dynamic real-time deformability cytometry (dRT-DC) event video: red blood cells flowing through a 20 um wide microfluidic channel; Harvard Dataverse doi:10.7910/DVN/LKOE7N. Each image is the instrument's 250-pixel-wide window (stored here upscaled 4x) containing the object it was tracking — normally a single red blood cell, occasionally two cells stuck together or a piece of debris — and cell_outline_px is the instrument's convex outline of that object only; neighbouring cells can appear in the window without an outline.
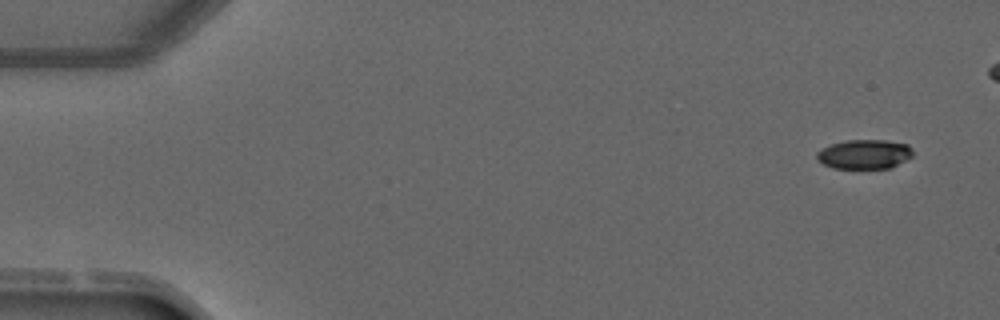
{"species": "common noctule bat (a hibernating species)", "species_latin": "Nyctalus noctula", "temperature_condition": "warm", "stored_images_in_passage": 4, "camera_frame_rate_fps": 3000, "um_per_image_px": 0.085, "animal": {"sex": "male", "forearm_length_mm": 52.5}, "frame": {"image": 1, "passage_image": 1, "time_ms": 0.0, "image_size_px": [1000, 320], "cell_outline_px": [[912, 156], [892, 168], [832, 168], [816, 160], [816, 152], [832, 144], [848, 140], [884, 140], [908, 144], [912, 148]], "centroid_in_image_um": [73.48, 13.11], "position_along_channel_um": 11.5, "area_um2": 16.42}}
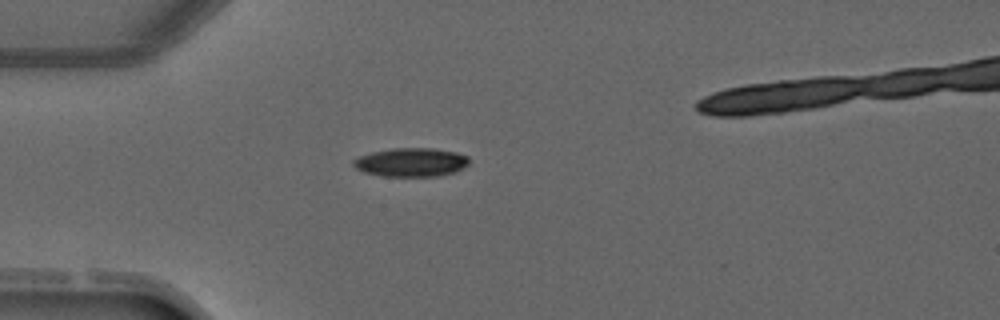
{"frame": {"image": 2, "passage_image": 3, "time_ms": 3.333, "image_size_px": [1000, 320], "cell_outline_px": [[468, 164], [464, 168], [456, 172], [436, 176], [380, 176], [364, 172], [356, 168], [352, 164], [352, 160], [360, 156], [372, 152], [392, 148], [432, 148], [456, 152], [468, 156]], "centroid_in_image_um": [34.94, 13.79], "position_along_channel_um": 50.1, "area_um2": 19.42}}